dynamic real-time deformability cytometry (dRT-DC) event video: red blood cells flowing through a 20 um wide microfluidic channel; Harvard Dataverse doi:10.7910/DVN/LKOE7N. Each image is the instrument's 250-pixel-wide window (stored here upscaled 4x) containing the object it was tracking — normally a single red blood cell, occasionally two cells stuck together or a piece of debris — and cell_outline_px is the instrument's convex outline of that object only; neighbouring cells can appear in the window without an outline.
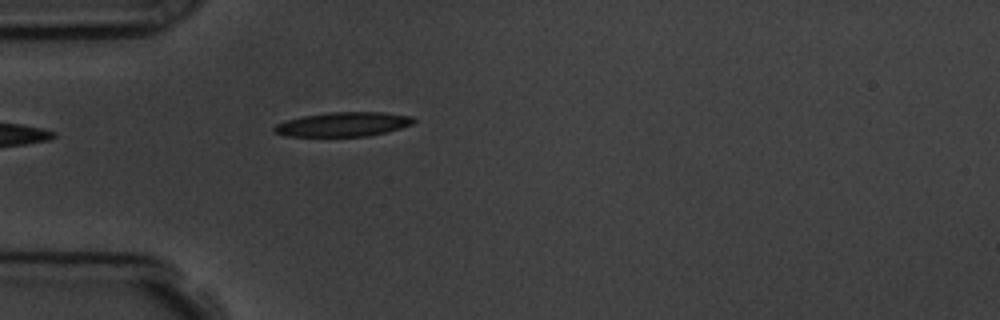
{"species": "common noctule bat (a hibernating species)", "species_latin": "Nyctalus noctula", "temperature_condition": "room temperature", "stored_images_in_passage": 5, "camera_frame_rate_fps": 3000, "um_per_image_px": 0.085, "animal": {"sex": "male", "body_mass_g": 19.5, "forearm_length_mm": 54.6}, "frame": {"image": 1, "passage_image": 5, "time_ms": 4.333, "image_size_px": [1000, 320], "cell_outline_px": [[416, 120], [412, 124], [400, 128], [368, 136], [288, 136], [276, 132], [272, 128], [276, 124], [288, 120], [304, 116], [332, 112], [384, 112], [412, 116]], "centroid_in_image_um": [29.2, 10.56], "position_along_channel_um": 55.8, "area_um2": 19.48}}